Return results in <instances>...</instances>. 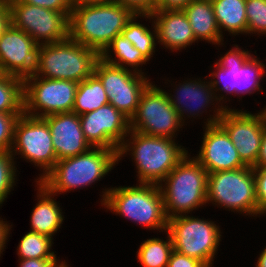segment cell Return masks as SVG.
I'll use <instances>...</instances> for the list:
<instances>
[{
  "instance_id": "6",
  "label": "cell",
  "mask_w": 266,
  "mask_h": 267,
  "mask_svg": "<svg viewBox=\"0 0 266 267\" xmlns=\"http://www.w3.org/2000/svg\"><path fill=\"white\" fill-rule=\"evenodd\" d=\"M188 153L158 185L169 218L207 207L208 172Z\"/></svg>"
},
{
  "instance_id": "11",
  "label": "cell",
  "mask_w": 266,
  "mask_h": 267,
  "mask_svg": "<svg viewBox=\"0 0 266 267\" xmlns=\"http://www.w3.org/2000/svg\"><path fill=\"white\" fill-rule=\"evenodd\" d=\"M11 154L17 159L30 163L38 169L34 182L41 180L53 169L57 162L52 135L44 118L23 113L14 125ZM18 156V157H17Z\"/></svg>"
},
{
  "instance_id": "21",
  "label": "cell",
  "mask_w": 266,
  "mask_h": 267,
  "mask_svg": "<svg viewBox=\"0 0 266 267\" xmlns=\"http://www.w3.org/2000/svg\"><path fill=\"white\" fill-rule=\"evenodd\" d=\"M52 135L57 161L87 152L92 146L84 137L80 117L74 112L44 117Z\"/></svg>"
},
{
  "instance_id": "2",
  "label": "cell",
  "mask_w": 266,
  "mask_h": 267,
  "mask_svg": "<svg viewBox=\"0 0 266 267\" xmlns=\"http://www.w3.org/2000/svg\"><path fill=\"white\" fill-rule=\"evenodd\" d=\"M98 199L106 212L123 217L146 230L161 234L167 230L168 217L163 197L156 184L136 183L131 185L104 186ZM104 207V208H103Z\"/></svg>"
},
{
  "instance_id": "42",
  "label": "cell",
  "mask_w": 266,
  "mask_h": 267,
  "mask_svg": "<svg viewBox=\"0 0 266 267\" xmlns=\"http://www.w3.org/2000/svg\"><path fill=\"white\" fill-rule=\"evenodd\" d=\"M9 23H10V12H9L8 5L5 4L0 9V34L8 26Z\"/></svg>"
},
{
  "instance_id": "44",
  "label": "cell",
  "mask_w": 266,
  "mask_h": 267,
  "mask_svg": "<svg viewBox=\"0 0 266 267\" xmlns=\"http://www.w3.org/2000/svg\"><path fill=\"white\" fill-rule=\"evenodd\" d=\"M264 247L265 248H263L261 252H259L258 257L255 260L256 262H254L256 263L254 264L255 267H266V246Z\"/></svg>"
},
{
  "instance_id": "19",
  "label": "cell",
  "mask_w": 266,
  "mask_h": 267,
  "mask_svg": "<svg viewBox=\"0 0 266 267\" xmlns=\"http://www.w3.org/2000/svg\"><path fill=\"white\" fill-rule=\"evenodd\" d=\"M202 128L200 149L193 157L208 173L246 167L230 136L219 123Z\"/></svg>"
},
{
  "instance_id": "29",
  "label": "cell",
  "mask_w": 266,
  "mask_h": 267,
  "mask_svg": "<svg viewBox=\"0 0 266 267\" xmlns=\"http://www.w3.org/2000/svg\"><path fill=\"white\" fill-rule=\"evenodd\" d=\"M54 239L36 232L27 231L18 242L16 255L18 259H59L52 247Z\"/></svg>"
},
{
  "instance_id": "17",
  "label": "cell",
  "mask_w": 266,
  "mask_h": 267,
  "mask_svg": "<svg viewBox=\"0 0 266 267\" xmlns=\"http://www.w3.org/2000/svg\"><path fill=\"white\" fill-rule=\"evenodd\" d=\"M79 117L84 137L92 147L118 151L130 131L129 119L110 103Z\"/></svg>"
},
{
  "instance_id": "30",
  "label": "cell",
  "mask_w": 266,
  "mask_h": 267,
  "mask_svg": "<svg viewBox=\"0 0 266 267\" xmlns=\"http://www.w3.org/2000/svg\"><path fill=\"white\" fill-rule=\"evenodd\" d=\"M0 113H13L18 117L24 113L23 79L7 74L0 76Z\"/></svg>"
},
{
  "instance_id": "35",
  "label": "cell",
  "mask_w": 266,
  "mask_h": 267,
  "mask_svg": "<svg viewBox=\"0 0 266 267\" xmlns=\"http://www.w3.org/2000/svg\"><path fill=\"white\" fill-rule=\"evenodd\" d=\"M129 8L134 14H152L156 11L157 0H113Z\"/></svg>"
},
{
  "instance_id": "33",
  "label": "cell",
  "mask_w": 266,
  "mask_h": 267,
  "mask_svg": "<svg viewBox=\"0 0 266 267\" xmlns=\"http://www.w3.org/2000/svg\"><path fill=\"white\" fill-rule=\"evenodd\" d=\"M17 118L13 113H0V151H11Z\"/></svg>"
},
{
  "instance_id": "23",
  "label": "cell",
  "mask_w": 266,
  "mask_h": 267,
  "mask_svg": "<svg viewBox=\"0 0 266 267\" xmlns=\"http://www.w3.org/2000/svg\"><path fill=\"white\" fill-rule=\"evenodd\" d=\"M183 11L187 15L198 42L202 41L205 44L214 45L219 50L217 52H220L221 47H227L224 43L228 42V40L225 41L221 36L211 0H192L183 8Z\"/></svg>"
},
{
  "instance_id": "5",
  "label": "cell",
  "mask_w": 266,
  "mask_h": 267,
  "mask_svg": "<svg viewBox=\"0 0 266 267\" xmlns=\"http://www.w3.org/2000/svg\"><path fill=\"white\" fill-rule=\"evenodd\" d=\"M133 15L129 8L115 1L73 7L69 37L101 54Z\"/></svg>"
},
{
  "instance_id": "40",
  "label": "cell",
  "mask_w": 266,
  "mask_h": 267,
  "mask_svg": "<svg viewBox=\"0 0 266 267\" xmlns=\"http://www.w3.org/2000/svg\"><path fill=\"white\" fill-rule=\"evenodd\" d=\"M192 0H157L156 10L183 9Z\"/></svg>"
},
{
  "instance_id": "7",
  "label": "cell",
  "mask_w": 266,
  "mask_h": 267,
  "mask_svg": "<svg viewBox=\"0 0 266 267\" xmlns=\"http://www.w3.org/2000/svg\"><path fill=\"white\" fill-rule=\"evenodd\" d=\"M100 54L70 37L64 41L40 45L33 75L80 83L94 73Z\"/></svg>"
},
{
  "instance_id": "14",
  "label": "cell",
  "mask_w": 266,
  "mask_h": 267,
  "mask_svg": "<svg viewBox=\"0 0 266 267\" xmlns=\"http://www.w3.org/2000/svg\"><path fill=\"white\" fill-rule=\"evenodd\" d=\"M24 113L44 118L72 112L77 82L31 75L24 80Z\"/></svg>"
},
{
  "instance_id": "31",
  "label": "cell",
  "mask_w": 266,
  "mask_h": 267,
  "mask_svg": "<svg viewBox=\"0 0 266 267\" xmlns=\"http://www.w3.org/2000/svg\"><path fill=\"white\" fill-rule=\"evenodd\" d=\"M17 167L20 168L10 151H0V209L9 195L13 194L11 191L17 187L20 174Z\"/></svg>"
},
{
  "instance_id": "27",
  "label": "cell",
  "mask_w": 266,
  "mask_h": 267,
  "mask_svg": "<svg viewBox=\"0 0 266 267\" xmlns=\"http://www.w3.org/2000/svg\"><path fill=\"white\" fill-rule=\"evenodd\" d=\"M166 237H152L143 240L137 251L136 260L142 267H167L173 242L170 233L162 232Z\"/></svg>"
},
{
  "instance_id": "22",
  "label": "cell",
  "mask_w": 266,
  "mask_h": 267,
  "mask_svg": "<svg viewBox=\"0 0 266 267\" xmlns=\"http://www.w3.org/2000/svg\"><path fill=\"white\" fill-rule=\"evenodd\" d=\"M36 196L33 209L30 216V230L39 234L47 235L54 239L56 233L60 232L64 224L63 207L60 201H57L58 196L51 193L41 182H33ZM55 197V199H54Z\"/></svg>"
},
{
  "instance_id": "8",
  "label": "cell",
  "mask_w": 266,
  "mask_h": 267,
  "mask_svg": "<svg viewBox=\"0 0 266 267\" xmlns=\"http://www.w3.org/2000/svg\"><path fill=\"white\" fill-rule=\"evenodd\" d=\"M161 79L164 80L162 86L167 87L164 91L167 92L170 103L185 126L189 124V127L190 123L198 122L205 115L206 118L201 121L203 127L218 123L225 109L219 103L207 75L202 78L198 75L195 78L188 75V78L184 76L182 81L180 79L175 82L173 78L169 80V77ZM197 119L198 121H195Z\"/></svg>"
},
{
  "instance_id": "15",
  "label": "cell",
  "mask_w": 266,
  "mask_h": 267,
  "mask_svg": "<svg viewBox=\"0 0 266 267\" xmlns=\"http://www.w3.org/2000/svg\"><path fill=\"white\" fill-rule=\"evenodd\" d=\"M94 74L100 79L108 101L129 120L134 115L142 92L152 82L151 77L109 64L99 58Z\"/></svg>"
},
{
  "instance_id": "34",
  "label": "cell",
  "mask_w": 266,
  "mask_h": 267,
  "mask_svg": "<svg viewBox=\"0 0 266 267\" xmlns=\"http://www.w3.org/2000/svg\"><path fill=\"white\" fill-rule=\"evenodd\" d=\"M258 205V218L266 216V167H253Z\"/></svg>"
},
{
  "instance_id": "43",
  "label": "cell",
  "mask_w": 266,
  "mask_h": 267,
  "mask_svg": "<svg viewBox=\"0 0 266 267\" xmlns=\"http://www.w3.org/2000/svg\"><path fill=\"white\" fill-rule=\"evenodd\" d=\"M113 0H71L72 7H79L83 5H92V4H105L112 2Z\"/></svg>"
},
{
  "instance_id": "26",
  "label": "cell",
  "mask_w": 266,
  "mask_h": 267,
  "mask_svg": "<svg viewBox=\"0 0 266 267\" xmlns=\"http://www.w3.org/2000/svg\"><path fill=\"white\" fill-rule=\"evenodd\" d=\"M141 18L151 26L142 23ZM121 34L151 63L153 55L158 51L157 32L151 14H134Z\"/></svg>"
},
{
  "instance_id": "32",
  "label": "cell",
  "mask_w": 266,
  "mask_h": 267,
  "mask_svg": "<svg viewBox=\"0 0 266 267\" xmlns=\"http://www.w3.org/2000/svg\"><path fill=\"white\" fill-rule=\"evenodd\" d=\"M247 35L266 37V0H246Z\"/></svg>"
},
{
  "instance_id": "3",
  "label": "cell",
  "mask_w": 266,
  "mask_h": 267,
  "mask_svg": "<svg viewBox=\"0 0 266 267\" xmlns=\"http://www.w3.org/2000/svg\"><path fill=\"white\" fill-rule=\"evenodd\" d=\"M180 141L145 135L130 130L121 144L117 157H129L135 168L136 183L159 185L170 171L189 153Z\"/></svg>"
},
{
  "instance_id": "45",
  "label": "cell",
  "mask_w": 266,
  "mask_h": 267,
  "mask_svg": "<svg viewBox=\"0 0 266 267\" xmlns=\"http://www.w3.org/2000/svg\"><path fill=\"white\" fill-rule=\"evenodd\" d=\"M260 111L263 113L264 119L266 121V106L264 105L263 108H260Z\"/></svg>"
},
{
  "instance_id": "20",
  "label": "cell",
  "mask_w": 266,
  "mask_h": 267,
  "mask_svg": "<svg viewBox=\"0 0 266 267\" xmlns=\"http://www.w3.org/2000/svg\"><path fill=\"white\" fill-rule=\"evenodd\" d=\"M151 16L157 32L159 49L162 47L161 49H166V52L169 50L168 54H180L187 48L198 45L199 42L183 9L156 10Z\"/></svg>"
},
{
  "instance_id": "24",
  "label": "cell",
  "mask_w": 266,
  "mask_h": 267,
  "mask_svg": "<svg viewBox=\"0 0 266 267\" xmlns=\"http://www.w3.org/2000/svg\"><path fill=\"white\" fill-rule=\"evenodd\" d=\"M211 3L223 39L224 34L231 39L239 35L247 37L246 0H211Z\"/></svg>"
},
{
  "instance_id": "41",
  "label": "cell",
  "mask_w": 266,
  "mask_h": 267,
  "mask_svg": "<svg viewBox=\"0 0 266 267\" xmlns=\"http://www.w3.org/2000/svg\"><path fill=\"white\" fill-rule=\"evenodd\" d=\"M255 167H266V126L264 129V134L261 141L260 152L257 158V163Z\"/></svg>"
},
{
  "instance_id": "39",
  "label": "cell",
  "mask_w": 266,
  "mask_h": 267,
  "mask_svg": "<svg viewBox=\"0 0 266 267\" xmlns=\"http://www.w3.org/2000/svg\"><path fill=\"white\" fill-rule=\"evenodd\" d=\"M12 228L13 223L11 224L5 218H2V216H0V260L2 258V255L4 254V249H6L9 243L8 241H10L9 237H11L10 235L12 234Z\"/></svg>"
},
{
  "instance_id": "13",
  "label": "cell",
  "mask_w": 266,
  "mask_h": 267,
  "mask_svg": "<svg viewBox=\"0 0 266 267\" xmlns=\"http://www.w3.org/2000/svg\"><path fill=\"white\" fill-rule=\"evenodd\" d=\"M6 4L10 12V23L26 32L39 46L69 38L71 14H63L19 0H6Z\"/></svg>"
},
{
  "instance_id": "18",
  "label": "cell",
  "mask_w": 266,
  "mask_h": 267,
  "mask_svg": "<svg viewBox=\"0 0 266 267\" xmlns=\"http://www.w3.org/2000/svg\"><path fill=\"white\" fill-rule=\"evenodd\" d=\"M39 45L21 29L11 23L0 34V69L3 74L25 79L37 67Z\"/></svg>"
},
{
  "instance_id": "38",
  "label": "cell",
  "mask_w": 266,
  "mask_h": 267,
  "mask_svg": "<svg viewBox=\"0 0 266 267\" xmlns=\"http://www.w3.org/2000/svg\"><path fill=\"white\" fill-rule=\"evenodd\" d=\"M18 267H69L68 260L63 259H18Z\"/></svg>"
},
{
  "instance_id": "12",
  "label": "cell",
  "mask_w": 266,
  "mask_h": 267,
  "mask_svg": "<svg viewBox=\"0 0 266 267\" xmlns=\"http://www.w3.org/2000/svg\"><path fill=\"white\" fill-rule=\"evenodd\" d=\"M152 81L142 92L138 107L129 120L130 130L177 140L186 126L172 106L167 92Z\"/></svg>"
},
{
  "instance_id": "16",
  "label": "cell",
  "mask_w": 266,
  "mask_h": 267,
  "mask_svg": "<svg viewBox=\"0 0 266 267\" xmlns=\"http://www.w3.org/2000/svg\"><path fill=\"white\" fill-rule=\"evenodd\" d=\"M239 109H225L218 123L230 136L241 161L253 168L257 163L266 121L260 110L253 113Z\"/></svg>"
},
{
  "instance_id": "1",
  "label": "cell",
  "mask_w": 266,
  "mask_h": 267,
  "mask_svg": "<svg viewBox=\"0 0 266 267\" xmlns=\"http://www.w3.org/2000/svg\"><path fill=\"white\" fill-rule=\"evenodd\" d=\"M229 46L225 53L221 52L220 57L218 54L214 66L210 64L207 78L223 108L235 109L230 98L236 97L237 101L243 102L245 95L265 93L261 83L266 82V63L255 55L256 50L253 53L236 43Z\"/></svg>"
},
{
  "instance_id": "36",
  "label": "cell",
  "mask_w": 266,
  "mask_h": 267,
  "mask_svg": "<svg viewBox=\"0 0 266 267\" xmlns=\"http://www.w3.org/2000/svg\"><path fill=\"white\" fill-rule=\"evenodd\" d=\"M19 1L26 4H31L51 9L56 12H62L63 14H71L73 8L71 0H19Z\"/></svg>"
},
{
  "instance_id": "46",
  "label": "cell",
  "mask_w": 266,
  "mask_h": 267,
  "mask_svg": "<svg viewBox=\"0 0 266 267\" xmlns=\"http://www.w3.org/2000/svg\"><path fill=\"white\" fill-rule=\"evenodd\" d=\"M6 4V0H0V9Z\"/></svg>"
},
{
  "instance_id": "4",
  "label": "cell",
  "mask_w": 266,
  "mask_h": 267,
  "mask_svg": "<svg viewBox=\"0 0 266 267\" xmlns=\"http://www.w3.org/2000/svg\"><path fill=\"white\" fill-rule=\"evenodd\" d=\"M117 153V150L91 147L80 155L58 160L41 183L57 196L78 189L94 188L96 183L103 181L106 175L110 176L108 174L117 167Z\"/></svg>"
},
{
  "instance_id": "37",
  "label": "cell",
  "mask_w": 266,
  "mask_h": 267,
  "mask_svg": "<svg viewBox=\"0 0 266 267\" xmlns=\"http://www.w3.org/2000/svg\"><path fill=\"white\" fill-rule=\"evenodd\" d=\"M167 267H207L202 261L172 250Z\"/></svg>"
},
{
  "instance_id": "9",
  "label": "cell",
  "mask_w": 266,
  "mask_h": 267,
  "mask_svg": "<svg viewBox=\"0 0 266 267\" xmlns=\"http://www.w3.org/2000/svg\"><path fill=\"white\" fill-rule=\"evenodd\" d=\"M216 206L250 219L258 217L253 168L216 171L207 176V206ZM253 216V217H252Z\"/></svg>"
},
{
  "instance_id": "25",
  "label": "cell",
  "mask_w": 266,
  "mask_h": 267,
  "mask_svg": "<svg viewBox=\"0 0 266 267\" xmlns=\"http://www.w3.org/2000/svg\"><path fill=\"white\" fill-rule=\"evenodd\" d=\"M100 58L109 64L129 69L149 76L145 65L150 64L141 51L133 46L122 34L116 36L100 54ZM145 67V69L143 68ZM147 72V73H146Z\"/></svg>"
},
{
  "instance_id": "10",
  "label": "cell",
  "mask_w": 266,
  "mask_h": 267,
  "mask_svg": "<svg viewBox=\"0 0 266 267\" xmlns=\"http://www.w3.org/2000/svg\"><path fill=\"white\" fill-rule=\"evenodd\" d=\"M173 250L202 261L207 267H215L214 260L223 240V229L217 221L192 214L168 219Z\"/></svg>"
},
{
  "instance_id": "28",
  "label": "cell",
  "mask_w": 266,
  "mask_h": 267,
  "mask_svg": "<svg viewBox=\"0 0 266 267\" xmlns=\"http://www.w3.org/2000/svg\"><path fill=\"white\" fill-rule=\"evenodd\" d=\"M108 103L106 91L100 79L93 73L78 84L72 112L83 115Z\"/></svg>"
}]
</instances>
